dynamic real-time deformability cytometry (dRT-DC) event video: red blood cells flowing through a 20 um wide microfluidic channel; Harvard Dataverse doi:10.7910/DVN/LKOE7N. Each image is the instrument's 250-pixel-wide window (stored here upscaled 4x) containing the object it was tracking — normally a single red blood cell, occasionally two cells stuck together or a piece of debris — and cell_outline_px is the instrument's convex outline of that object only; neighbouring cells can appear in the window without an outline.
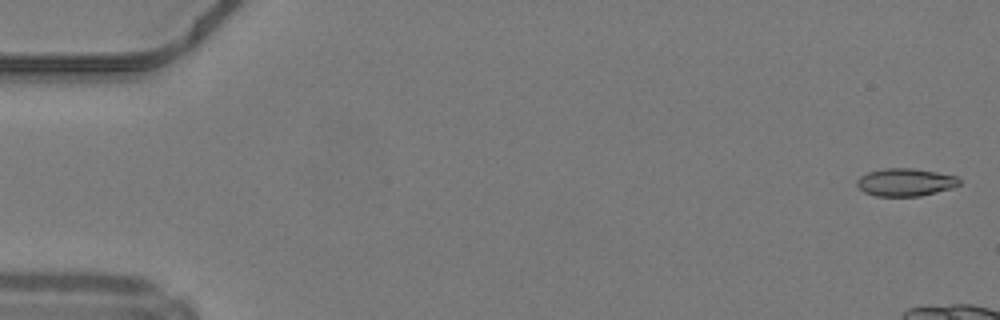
{"species": "common noctule bat (a hibernating species)", "species_latin": "Nyctalus noctula", "temperature_condition": "warm", "stored_images_in_passage": 9, "camera_frame_rate_fps": 3000, "um_per_image_px": 0.085, "animal": {"sex": "male", "body_mass_g": 19.2, "forearm_length_mm": 51.8}, "frame": {"image": 1, "passage_image": 1, "time_ms": 0.0, "image_size_px": [1000, 320], "cell_outline_px": [[960, 184], [952, 188], [920, 196], [876, 196], [864, 192], [856, 184], [856, 180], [860, 176], [868, 172], [884, 168], [912, 168], [936, 172], [956, 176], [960, 180]], "centroid_in_image_um": [76.94, 15.49], "position_along_channel_um": 8.1, "area_um2": 16.53}}